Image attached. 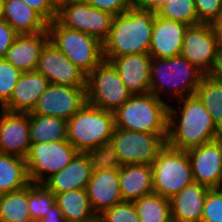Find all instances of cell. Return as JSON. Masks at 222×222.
<instances>
[{
    "instance_id": "1",
    "label": "cell",
    "mask_w": 222,
    "mask_h": 222,
    "mask_svg": "<svg viewBox=\"0 0 222 222\" xmlns=\"http://www.w3.org/2000/svg\"><path fill=\"white\" fill-rule=\"evenodd\" d=\"M175 101L168 107L169 147L188 151L221 137L222 131L196 95Z\"/></svg>"
},
{
    "instance_id": "2",
    "label": "cell",
    "mask_w": 222,
    "mask_h": 222,
    "mask_svg": "<svg viewBox=\"0 0 222 222\" xmlns=\"http://www.w3.org/2000/svg\"><path fill=\"white\" fill-rule=\"evenodd\" d=\"M155 14L132 6L114 16L108 37L102 43L103 57L148 53Z\"/></svg>"
},
{
    "instance_id": "3",
    "label": "cell",
    "mask_w": 222,
    "mask_h": 222,
    "mask_svg": "<svg viewBox=\"0 0 222 222\" xmlns=\"http://www.w3.org/2000/svg\"><path fill=\"white\" fill-rule=\"evenodd\" d=\"M204 74L182 55L170 58H152L150 65V92L169 104L195 95ZM171 95V96H170ZM166 96V99H165Z\"/></svg>"
},
{
    "instance_id": "4",
    "label": "cell",
    "mask_w": 222,
    "mask_h": 222,
    "mask_svg": "<svg viewBox=\"0 0 222 222\" xmlns=\"http://www.w3.org/2000/svg\"><path fill=\"white\" fill-rule=\"evenodd\" d=\"M166 100L154 93L132 94L115 112V127L152 134H168Z\"/></svg>"
},
{
    "instance_id": "5",
    "label": "cell",
    "mask_w": 222,
    "mask_h": 222,
    "mask_svg": "<svg viewBox=\"0 0 222 222\" xmlns=\"http://www.w3.org/2000/svg\"><path fill=\"white\" fill-rule=\"evenodd\" d=\"M114 113L86 103L67 121V140L78 152H88L111 140Z\"/></svg>"
},
{
    "instance_id": "6",
    "label": "cell",
    "mask_w": 222,
    "mask_h": 222,
    "mask_svg": "<svg viewBox=\"0 0 222 222\" xmlns=\"http://www.w3.org/2000/svg\"><path fill=\"white\" fill-rule=\"evenodd\" d=\"M49 42L88 75L103 60V45L91 35L62 26L56 19L48 23Z\"/></svg>"
},
{
    "instance_id": "7",
    "label": "cell",
    "mask_w": 222,
    "mask_h": 222,
    "mask_svg": "<svg viewBox=\"0 0 222 222\" xmlns=\"http://www.w3.org/2000/svg\"><path fill=\"white\" fill-rule=\"evenodd\" d=\"M151 165L154 193L164 198L171 199L194 182L187 151L177 150L166 144Z\"/></svg>"
},
{
    "instance_id": "8",
    "label": "cell",
    "mask_w": 222,
    "mask_h": 222,
    "mask_svg": "<svg viewBox=\"0 0 222 222\" xmlns=\"http://www.w3.org/2000/svg\"><path fill=\"white\" fill-rule=\"evenodd\" d=\"M132 96L111 62L103 60L86 77V101L115 112Z\"/></svg>"
},
{
    "instance_id": "9",
    "label": "cell",
    "mask_w": 222,
    "mask_h": 222,
    "mask_svg": "<svg viewBox=\"0 0 222 222\" xmlns=\"http://www.w3.org/2000/svg\"><path fill=\"white\" fill-rule=\"evenodd\" d=\"M168 134H152L115 127L111 137L121 165H151L166 145Z\"/></svg>"
},
{
    "instance_id": "10",
    "label": "cell",
    "mask_w": 222,
    "mask_h": 222,
    "mask_svg": "<svg viewBox=\"0 0 222 222\" xmlns=\"http://www.w3.org/2000/svg\"><path fill=\"white\" fill-rule=\"evenodd\" d=\"M114 15L99 10L83 0H66L57 8L56 20L64 27L78 30L103 43L112 27Z\"/></svg>"
},
{
    "instance_id": "11",
    "label": "cell",
    "mask_w": 222,
    "mask_h": 222,
    "mask_svg": "<svg viewBox=\"0 0 222 222\" xmlns=\"http://www.w3.org/2000/svg\"><path fill=\"white\" fill-rule=\"evenodd\" d=\"M77 153L68 140L31 143L26 157L30 181L43 184L53 174L63 170Z\"/></svg>"
},
{
    "instance_id": "12",
    "label": "cell",
    "mask_w": 222,
    "mask_h": 222,
    "mask_svg": "<svg viewBox=\"0 0 222 222\" xmlns=\"http://www.w3.org/2000/svg\"><path fill=\"white\" fill-rule=\"evenodd\" d=\"M219 43L210 23L188 26L181 55L204 75L212 70L219 51Z\"/></svg>"
},
{
    "instance_id": "13",
    "label": "cell",
    "mask_w": 222,
    "mask_h": 222,
    "mask_svg": "<svg viewBox=\"0 0 222 222\" xmlns=\"http://www.w3.org/2000/svg\"><path fill=\"white\" fill-rule=\"evenodd\" d=\"M86 103V87L49 84L29 114L68 121Z\"/></svg>"
},
{
    "instance_id": "14",
    "label": "cell",
    "mask_w": 222,
    "mask_h": 222,
    "mask_svg": "<svg viewBox=\"0 0 222 222\" xmlns=\"http://www.w3.org/2000/svg\"><path fill=\"white\" fill-rule=\"evenodd\" d=\"M36 71L50 84L86 87L87 75L50 42L41 52Z\"/></svg>"
},
{
    "instance_id": "15",
    "label": "cell",
    "mask_w": 222,
    "mask_h": 222,
    "mask_svg": "<svg viewBox=\"0 0 222 222\" xmlns=\"http://www.w3.org/2000/svg\"><path fill=\"white\" fill-rule=\"evenodd\" d=\"M194 182L208 188L222 185V137L187 151Z\"/></svg>"
},
{
    "instance_id": "16",
    "label": "cell",
    "mask_w": 222,
    "mask_h": 222,
    "mask_svg": "<svg viewBox=\"0 0 222 222\" xmlns=\"http://www.w3.org/2000/svg\"><path fill=\"white\" fill-rule=\"evenodd\" d=\"M30 146V114L0 108V153L26 159Z\"/></svg>"
},
{
    "instance_id": "17",
    "label": "cell",
    "mask_w": 222,
    "mask_h": 222,
    "mask_svg": "<svg viewBox=\"0 0 222 222\" xmlns=\"http://www.w3.org/2000/svg\"><path fill=\"white\" fill-rule=\"evenodd\" d=\"M188 25L168 20L155 14L148 54L152 58H170L181 55Z\"/></svg>"
},
{
    "instance_id": "18",
    "label": "cell",
    "mask_w": 222,
    "mask_h": 222,
    "mask_svg": "<svg viewBox=\"0 0 222 222\" xmlns=\"http://www.w3.org/2000/svg\"><path fill=\"white\" fill-rule=\"evenodd\" d=\"M118 71V74L131 92L143 94L150 92V65L152 57L148 53L104 57Z\"/></svg>"
},
{
    "instance_id": "19",
    "label": "cell",
    "mask_w": 222,
    "mask_h": 222,
    "mask_svg": "<svg viewBox=\"0 0 222 222\" xmlns=\"http://www.w3.org/2000/svg\"><path fill=\"white\" fill-rule=\"evenodd\" d=\"M87 196L96 215L123 201L119 169L96 170L86 186Z\"/></svg>"
},
{
    "instance_id": "20",
    "label": "cell",
    "mask_w": 222,
    "mask_h": 222,
    "mask_svg": "<svg viewBox=\"0 0 222 222\" xmlns=\"http://www.w3.org/2000/svg\"><path fill=\"white\" fill-rule=\"evenodd\" d=\"M92 172L91 161L87 152H78L63 170L53 174L43 185L54 195L66 191L86 189Z\"/></svg>"
},
{
    "instance_id": "21",
    "label": "cell",
    "mask_w": 222,
    "mask_h": 222,
    "mask_svg": "<svg viewBox=\"0 0 222 222\" xmlns=\"http://www.w3.org/2000/svg\"><path fill=\"white\" fill-rule=\"evenodd\" d=\"M49 84V81L36 70L22 72L10 99L1 109L9 112H31Z\"/></svg>"
},
{
    "instance_id": "22",
    "label": "cell",
    "mask_w": 222,
    "mask_h": 222,
    "mask_svg": "<svg viewBox=\"0 0 222 222\" xmlns=\"http://www.w3.org/2000/svg\"><path fill=\"white\" fill-rule=\"evenodd\" d=\"M49 42L48 31L19 34L8 48L4 59L21 72L35 71L41 52Z\"/></svg>"
},
{
    "instance_id": "23",
    "label": "cell",
    "mask_w": 222,
    "mask_h": 222,
    "mask_svg": "<svg viewBox=\"0 0 222 222\" xmlns=\"http://www.w3.org/2000/svg\"><path fill=\"white\" fill-rule=\"evenodd\" d=\"M209 189L197 182L184 187L170 199L172 218L177 222H201Z\"/></svg>"
},
{
    "instance_id": "24",
    "label": "cell",
    "mask_w": 222,
    "mask_h": 222,
    "mask_svg": "<svg viewBox=\"0 0 222 222\" xmlns=\"http://www.w3.org/2000/svg\"><path fill=\"white\" fill-rule=\"evenodd\" d=\"M119 181L123 201H134L154 193L152 165H123L119 169Z\"/></svg>"
},
{
    "instance_id": "25",
    "label": "cell",
    "mask_w": 222,
    "mask_h": 222,
    "mask_svg": "<svg viewBox=\"0 0 222 222\" xmlns=\"http://www.w3.org/2000/svg\"><path fill=\"white\" fill-rule=\"evenodd\" d=\"M3 20L18 34L46 31L48 21L22 0H4Z\"/></svg>"
},
{
    "instance_id": "26",
    "label": "cell",
    "mask_w": 222,
    "mask_h": 222,
    "mask_svg": "<svg viewBox=\"0 0 222 222\" xmlns=\"http://www.w3.org/2000/svg\"><path fill=\"white\" fill-rule=\"evenodd\" d=\"M55 203L66 222H88L97 217L86 189H77L55 194Z\"/></svg>"
},
{
    "instance_id": "27",
    "label": "cell",
    "mask_w": 222,
    "mask_h": 222,
    "mask_svg": "<svg viewBox=\"0 0 222 222\" xmlns=\"http://www.w3.org/2000/svg\"><path fill=\"white\" fill-rule=\"evenodd\" d=\"M30 183L26 159L0 153V194L22 189Z\"/></svg>"
},
{
    "instance_id": "28",
    "label": "cell",
    "mask_w": 222,
    "mask_h": 222,
    "mask_svg": "<svg viewBox=\"0 0 222 222\" xmlns=\"http://www.w3.org/2000/svg\"><path fill=\"white\" fill-rule=\"evenodd\" d=\"M67 140V121L54 116L30 114V142Z\"/></svg>"
},
{
    "instance_id": "29",
    "label": "cell",
    "mask_w": 222,
    "mask_h": 222,
    "mask_svg": "<svg viewBox=\"0 0 222 222\" xmlns=\"http://www.w3.org/2000/svg\"><path fill=\"white\" fill-rule=\"evenodd\" d=\"M0 222H34L28 207V185L0 194Z\"/></svg>"
},
{
    "instance_id": "30",
    "label": "cell",
    "mask_w": 222,
    "mask_h": 222,
    "mask_svg": "<svg viewBox=\"0 0 222 222\" xmlns=\"http://www.w3.org/2000/svg\"><path fill=\"white\" fill-rule=\"evenodd\" d=\"M195 95L203 103L216 126L222 131V81L204 75Z\"/></svg>"
},
{
    "instance_id": "31",
    "label": "cell",
    "mask_w": 222,
    "mask_h": 222,
    "mask_svg": "<svg viewBox=\"0 0 222 222\" xmlns=\"http://www.w3.org/2000/svg\"><path fill=\"white\" fill-rule=\"evenodd\" d=\"M140 222H168L172 219L170 199L150 194L133 201Z\"/></svg>"
},
{
    "instance_id": "32",
    "label": "cell",
    "mask_w": 222,
    "mask_h": 222,
    "mask_svg": "<svg viewBox=\"0 0 222 222\" xmlns=\"http://www.w3.org/2000/svg\"><path fill=\"white\" fill-rule=\"evenodd\" d=\"M162 18L179 21L188 26L197 25L198 20L194 0H169L156 12Z\"/></svg>"
},
{
    "instance_id": "33",
    "label": "cell",
    "mask_w": 222,
    "mask_h": 222,
    "mask_svg": "<svg viewBox=\"0 0 222 222\" xmlns=\"http://www.w3.org/2000/svg\"><path fill=\"white\" fill-rule=\"evenodd\" d=\"M55 204V195L43 184H28V207L32 220L43 218Z\"/></svg>"
},
{
    "instance_id": "34",
    "label": "cell",
    "mask_w": 222,
    "mask_h": 222,
    "mask_svg": "<svg viewBox=\"0 0 222 222\" xmlns=\"http://www.w3.org/2000/svg\"><path fill=\"white\" fill-rule=\"evenodd\" d=\"M87 154L91 161L92 171L120 169L122 167L111 142L89 150Z\"/></svg>"
},
{
    "instance_id": "35",
    "label": "cell",
    "mask_w": 222,
    "mask_h": 222,
    "mask_svg": "<svg viewBox=\"0 0 222 222\" xmlns=\"http://www.w3.org/2000/svg\"><path fill=\"white\" fill-rule=\"evenodd\" d=\"M101 222H140L133 201H122L98 215Z\"/></svg>"
},
{
    "instance_id": "36",
    "label": "cell",
    "mask_w": 222,
    "mask_h": 222,
    "mask_svg": "<svg viewBox=\"0 0 222 222\" xmlns=\"http://www.w3.org/2000/svg\"><path fill=\"white\" fill-rule=\"evenodd\" d=\"M21 73L10 62L0 58V108L10 99Z\"/></svg>"
},
{
    "instance_id": "37",
    "label": "cell",
    "mask_w": 222,
    "mask_h": 222,
    "mask_svg": "<svg viewBox=\"0 0 222 222\" xmlns=\"http://www.w3.org/2000/svg\"><path fill=\"white\" fill-rule=\"evenodd\" d=\"M201 222H222V189L211 188L206 194Z\"/></svg>"
},
{
    "instance_id": "38",
    "label": "cell",
    "mask_w": 222,
    "mask_h": 222,
    "mask_svg": "<svg viewBox=\"0 0 222 222\" xmlns=\"http://www.w3.org/2000/svg\"><path fill=\"white\" fill-rule=\"evenodd\" d=\"M198 20L201 23H212L222 10V0H194Z\"/></svg>"
},
{
    "instance_id": "39",
    "label": "cell",
    "mask_w": 222,
    "mask_h": 222,
    "mask_svg": "<svg viewBox=\"0 0 222 222\" xmlns=\"http://www.w3.org/2000/svg\"><path fill=\"white\" fill-rule=\"evenodd\" d=\"M89 5L114 16L122 14L133 6V0H83Z\"/></svg>"
},
{
    "instance_id": "40",
    "label": "cell",
    "mask_w": 222,
    "mask_h": 222,
    "mask_svg": "<svg viewBox=\"0 0 222 222\" xmlns=\"http://www.w3.org/2000/svg\"><path fill=\"white\" fill-rule=\"evenodd\" d=\"M39 12L48 22L57 18L58 5L54 0H22Z\"/></svg>"
},
{
    "instance_id": "41",
    "label": "cell",
    "mask_w": 222,
    "mask_h": 222,
    "mask_svg": "<svg viewBox=\"0 0 222 222\" xmlns=\"http://www.w3.org/2000/svg\"><path fill=\"white\" fill-rule=\"evenodd\" d=\"M19 34L3 19L0 20V58H4L8 48Z\"/></svg>"
},
{
    "instance_id": "42",
    "label": "cell",
    "mask_w": 222,
    "mask_h": 222,
    "mask_svg": "<svg viewBox=\"0 0 222 222\" xmlns=\"http://www.w3.org/2000/svg\"><path fill=\"white\" fill-rule=\"evenodd\" d=\"M169 0H133V7L140 10L154 11L158 9Z\"/></svg>"
},
{
    "instance_id": "43",
    "label": "cell",
    "mask_w": 222,
    "mask_h": 222,
    "mask_svg": "<svg viewBox=\"0 0 222 222\" xmlns=\"http://www.w3.org/2000/svg\"><path fill=\"white\" fill-rule=\"evenodd\" d=\"M35 222H66L63 214L57 204L55 203L50 207L49 212L41 219L36 220Z\"/></svg>"
},
{
    "instance_id": "44",
    "label": "cell",
    "mask_w": 222,
    "mask_h": 222,
    "mask_svg": "<svg viewBox=\"0 0 222 222\" xmlns=\"http://www.w3.org/2000/svg\"><path fill=\"white\" fill-rule=\"evenodd\" d=\"M208 75L216 80L222 81V47L219 48L214 66Z\"/></svg>"
},
{
    "instance_id": "45",
    "label": "cell",
    "mask_w": 222,
    "mask_h": 222,
    "mask_svg": "<svg viewBox=\"0 0 222 222\" xmlns=\"http://www.w3.org/2000/svg\"><path fill=\"white\" fill-rule=\"evenodd\" d=\"M213 31L219 43V47H222V10L218 17L211 23Z\"/></svg>"
},
{
    "instance_id": "46",
    "label": "cell",
    "mask_w": 222,
    "mask_h": 222,
    "mask_svg": "<svg viewBox=\"0 0 222 222\" xmlns=\"http://www.w3.org/2000/svg\"><path fill=\"white\" fill-rule=\"evenodd\" d=\"M4 0H0V20L3 19Z\"/></svg>"
},
{
    "instance_id": "47",
    "label": "cell",
    "mask_w": 222,
    "mask_h": 222,
    "mask_svg": "<svg viewBox=\"0 0 222 222\" xmlns=\"http://www.w3.org/2000/svg\"><path fill=\"white\" fill-rule=\"evenodd\" d=\"M88 222H101L100 218L97 216L94 219H92L91 221Z\"/></svg>"
},
{
    "instance_id": "48",
    "label": "cell",
    "mask_w": 222,
    "mask_h": 222,
    "mask_svg": "<svg viewBox=\"0 0 222 222\" xmlns=\"http://www.w3.org/2000/svg\"><path fill=\"white\" fill-rule=\"evenodd\" d=\"M56 3H57V5L60 3V2H63V1H66V0H54Z\"/></svg>"
},
{
    "instance_id": "49",
    "label": "cell",
    "mask_w": 222,
    "mask_h": 222,
    "mask_svg": "<svg viewBox=\"0 0 222 222\" xmlns=\"http://www.w3.org/2000/svg\"><path fill=\"white\" fill-rule=\"evenodd\" d=\"M168 222H177V221H175V220L172 218V219L169 220Z\"/></svg>"
}]
</instances>
